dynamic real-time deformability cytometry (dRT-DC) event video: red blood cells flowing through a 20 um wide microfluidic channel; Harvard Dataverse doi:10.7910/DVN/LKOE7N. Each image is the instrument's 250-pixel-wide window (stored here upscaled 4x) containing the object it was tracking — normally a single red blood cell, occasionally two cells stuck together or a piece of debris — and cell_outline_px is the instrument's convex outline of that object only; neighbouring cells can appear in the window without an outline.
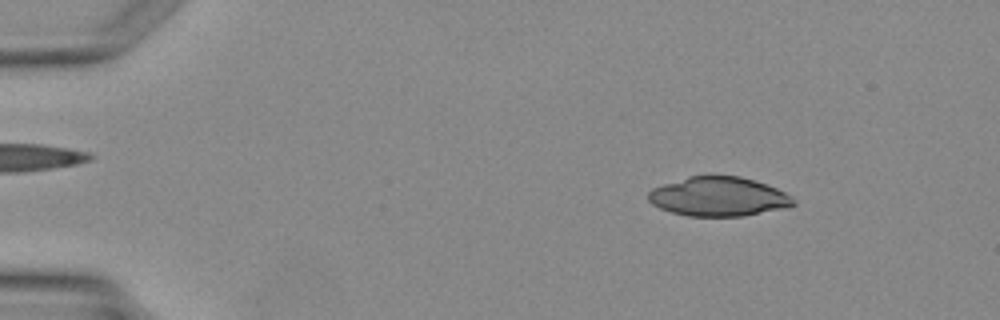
{"species": "Egyptian fruit bat (a non-hibernating species)", "species_latin": "Rousettus aegyptiacus", "temperature_condition": "warm", "stored_images_in_passage": 2, "camera_frame_rate_fps": 3000, "um_per_image_px": 0.085, "animal": {"sex": "female"}, "frame": {"image": 1, "passage_image": 1, "time_ms": 0.0, "image_size_px": [1000, 320], "cell_outline_px": [[796, 204], [788, 208], [744, 216], [688, 216], [672, 212], [660, 208], [652, 204], [648, 200], [648, 192], [652, 188], [688, 176], [740, 176], [776, 188], [792, 196]], "centroid_in_image_um": [61.09, 16.72], "position_along_channel_um": 23.9, "area_um2": 33.12}}